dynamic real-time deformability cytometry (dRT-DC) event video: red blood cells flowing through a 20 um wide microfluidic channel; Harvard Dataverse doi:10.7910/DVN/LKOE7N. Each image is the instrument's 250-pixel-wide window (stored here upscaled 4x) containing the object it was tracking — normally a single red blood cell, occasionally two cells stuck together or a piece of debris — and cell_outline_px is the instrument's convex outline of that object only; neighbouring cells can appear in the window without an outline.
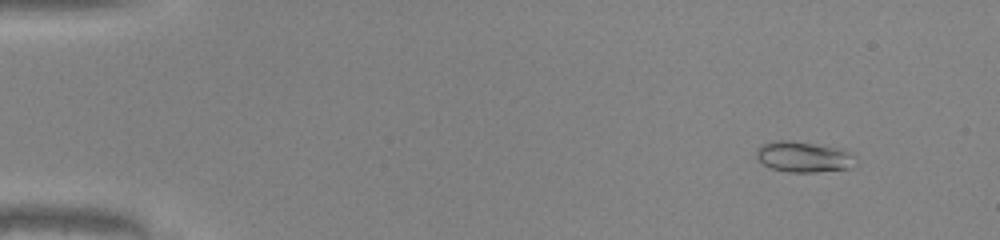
{"species": "common noctule bat (a hibernating species)", "species_latin": "Nyctalus noctula", "temperature_condition": "warm", "stored_images_in_passage": 51, "camera_frame_rate_fps": 3000, "um_per_image_px": 0.085, "animal": {"sex": "male", "body_mass_g": 20.0, "forearm_length_mm": 53.3}, "frame": {"image": 1, "passage_image": 6, "time_ms": 1.667, "image_size_px": [1000, 240], "cell_outline_px": [[856, 164], [852, 168], [816, 172], [788, 172], [772, 168], [764, 164], [756, 156], [756, 148], [760, 144], [772, 140], [788, 140], [844, 148], [852, 156]], "centroid_in_image_um": [68.29, 13.32], "position_along_channel_um": 16.7, "area_um2": 17.92}}
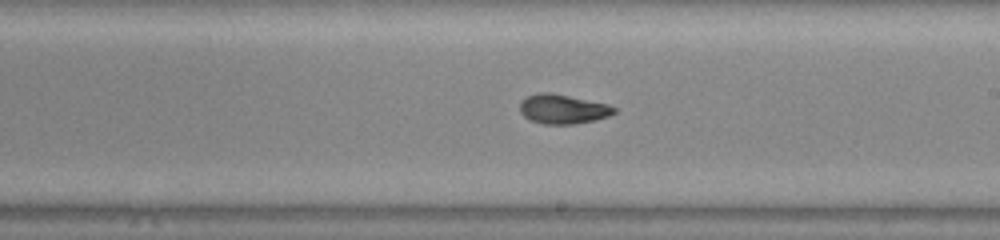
{"frame": {"image": 2, "passage_image": 31, "time_ms": 10.0, "image_size_px": [1000, 240], "cell_outline_px": [[616, 112], [608, 116], [596, 120], [572, 124], [544, 124], [528, 120], [520, 112], [520, 104], [528, 96], [540, 92], [548, 92], [608, 104], [616, 108]], "centroid_in_image_um": [47.84, 9.28], "position_along_channel_um": 241.2, "area_um2": 16.01}}
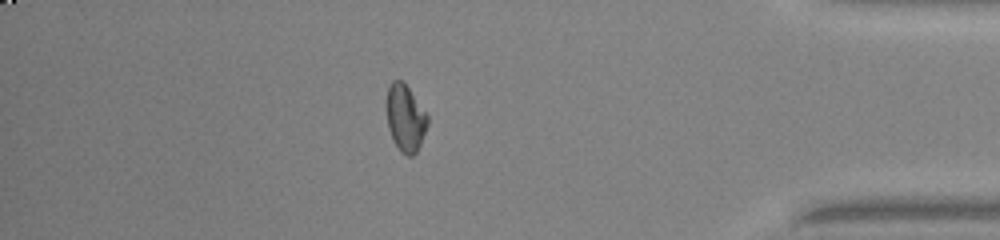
{"frame": {"image": 3, "passage_image": 45, "time_ms": 14.667, "image_size_px": [1000, 240], "cell_outline_px": [[428, 124], [420, 144], [416, 152], [412, 156], [408, 156], [400, 152], [388, 128], [384, 104], [388, 88], [392, 80], [400, 80], [408, 88], [428, 116]], "centroid_in_image_um": [34.41, 10.03], "position_along_channel_um": 400.8, "area_um2": 15.95}, "authors_computed_cell_mechanics": {"area_um2": 16.184, "velocity_mm_per_s": 4.151, "shape_relaxation_time_tau1_ms": null, "shape_relaxation_time_tau2_ms": 0.9953, "deformation_change_tau1": null, "deformation_change_tau2": 0.0641}}